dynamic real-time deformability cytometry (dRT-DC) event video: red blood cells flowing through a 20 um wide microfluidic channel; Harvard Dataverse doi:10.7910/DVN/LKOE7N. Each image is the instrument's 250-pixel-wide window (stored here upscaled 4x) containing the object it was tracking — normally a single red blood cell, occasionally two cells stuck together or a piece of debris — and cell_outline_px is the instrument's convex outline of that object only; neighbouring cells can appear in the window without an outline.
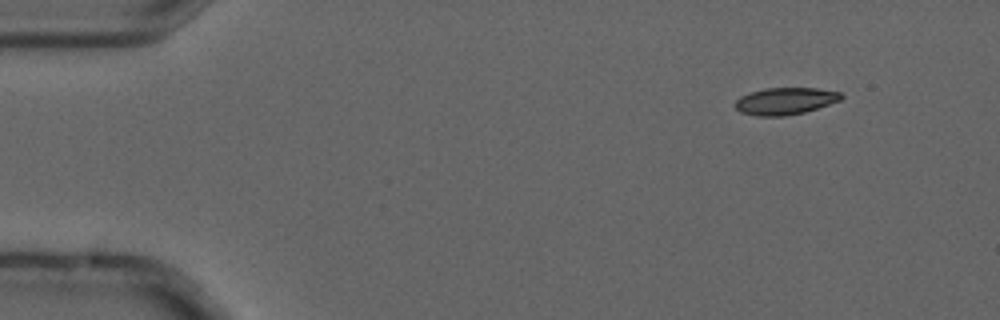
{"species": "common noctule bat (a hibernating species)", "species_latin": "Nyctalus noctula", "temperature_condition": "cold", "stored_images_in_passage": 5, "camera_frame_rate_fps": 3000, "um_per_image_px": 0.085, "animal": {"sex": "male", "forearm_length_mm": 52.5}, "frame": {"image": 1, "passage_image": 1, "time_ms": 0.0, "image_size_px": [1000, 320], "cell_outline_px": [[844, 96], [840, 100], [804, 112], [784, 116], [756, 116], [740, 112], [736, 108], [736, 100], [740, 96], [764, 88], [816, 88], [840, 92]], "centroid_in_image_um": [66.73, 8.59], "position_along_channel_um": 18.3, "area_um2": 16.53}}
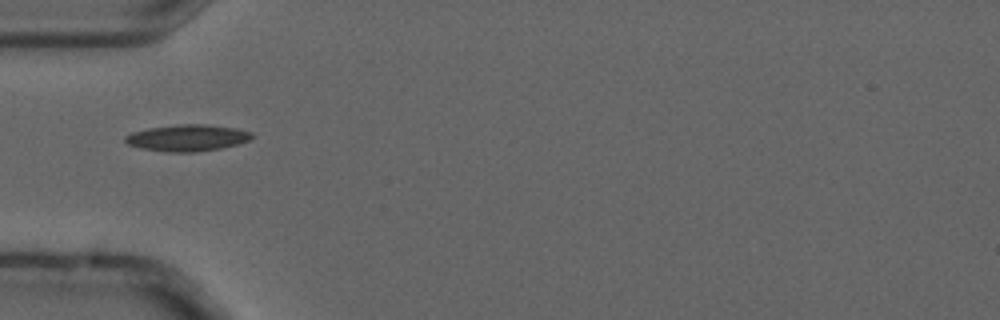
{"frame": {"image": 2, "passage_image": 4, "time_ms": 1.0, "image_size_px": [1000, 320], "cell_outline_px": [[256, 136], [248, 140], [236, 144], [220, 148], [196, 152], [168, 152], [140, 148], [128, 144], [124, 140], [124, 136], [132, 132], [148, 128], [180, 124], [204, 124], [236, 128], [252, 132]], "centroid_in_image_um": [15.92, 11.71], "position_along_channel_um": 69.1, "area_um2": 19.59}}
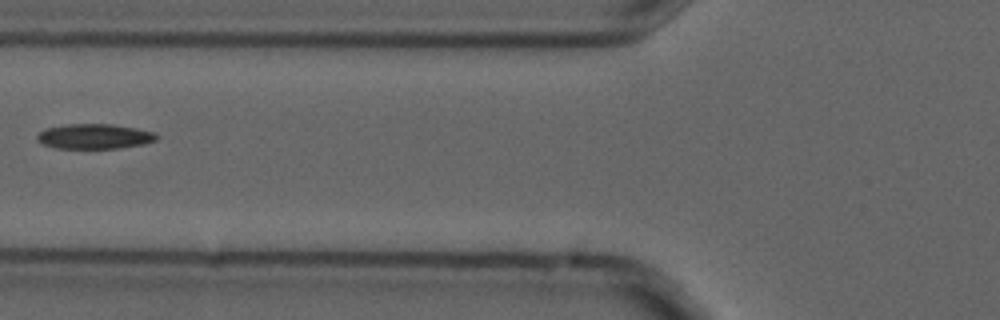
{"frame": {"image": 3, "passage_image": 5, "time_ms": 1.333, "image_size_px": [1000, 320], "cell_outline_px": [[160, 136], [156, 140], [144, 144], [120, 148], [56, 148], [44, 144], [36, 140], [36, 136], [44, 128], [68, 124], [112, 124], [136, 128], [156, 132]], "centroid_in_image_um": [8.06, 11.59], "position_along_channel_um": 117.7, "area_um2": 17.51}}